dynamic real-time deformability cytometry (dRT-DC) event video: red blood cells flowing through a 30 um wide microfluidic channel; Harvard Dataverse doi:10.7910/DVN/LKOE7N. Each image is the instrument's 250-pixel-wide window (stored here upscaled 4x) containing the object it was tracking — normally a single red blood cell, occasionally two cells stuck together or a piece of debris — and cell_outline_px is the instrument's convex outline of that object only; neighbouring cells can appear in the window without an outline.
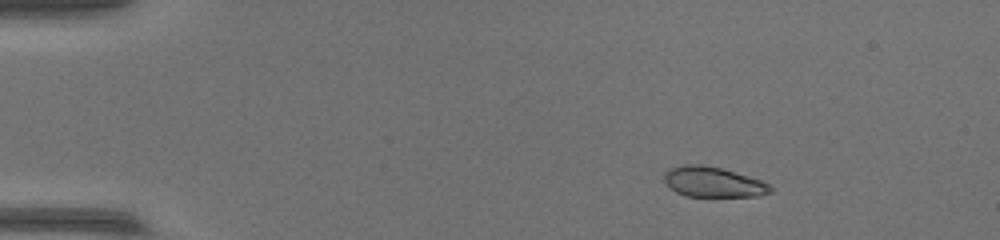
{"species": "common noctule bat (a hibernating species)", "species_latin": "Nyctalus noctula", "temperature_condition": "warm", "stored_images_in_passage": 52, "camera_frame_rate_fps": 3000, "um_per_image_px": 0.085, "animal": {"sex": "female", "body_mass_g": 17.0, "forearm_length_mm": 48.0}, "frame": {"image": 1, "passage_image": 8, "time_ms": 2.333, "image_size_px": [1000, 240], "cell_outline_px": [[772, 192], [760, 196], [688, 196], [676, 192], [664, 180], [664, 172], [668, 168], [684, 164], [700, 164], [720, 168], [748, 176], [760, 180], [768, 184], [772, 188]], "centroid_in_image_um": [60.6, 15.46], "position_along_channel_um": 24.4, "area_um2": 18.55}}
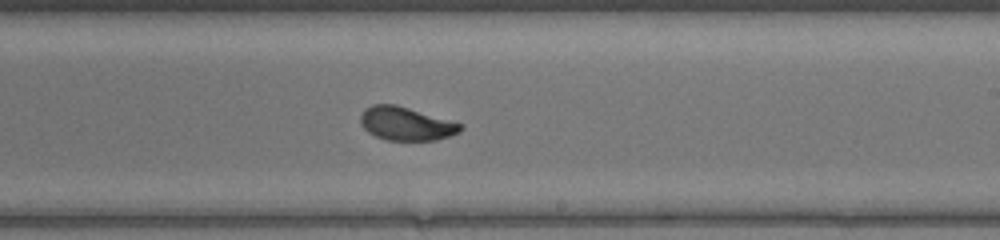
{"frame": {"image": 2, "passage_image": 32, "time_ms": 10.333, "image_size_px": [1000, 240], "cell_outline_px": [[464, 128], [460, 132], [436, 140], [388, 140], [376, 136], [368, 132], [364, 128], [360, 120], [360, 116], [364, 108], [372, 104], [396, 104], [464, 124]], "centroid_in_image_um": [34.53, 10.5], "position_along_channel_um": 254.5, "area_um2": 19.54}}
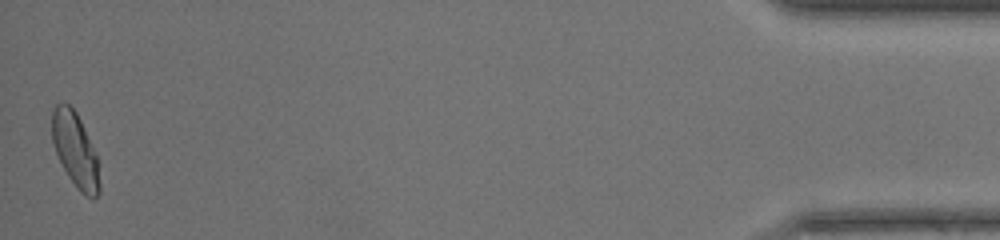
{"frame": {"image": 3, "passage_image": 52, "time_ms": 17.0, "image_size_px": [1000, 240], "cell_outline_px": [[100, 192], [92, 200], [84, 196], [76, 188], [68, 176], [56, 152], [52, 140], [52, 112], [56, 104], [68, 104], [76, 112], [80, 120], [96, 156], [100, 184]], "centroid_in_image_um": [6.4, 12.81], "position_along_channel_um": 428.8, "area_um2": 20.23}}